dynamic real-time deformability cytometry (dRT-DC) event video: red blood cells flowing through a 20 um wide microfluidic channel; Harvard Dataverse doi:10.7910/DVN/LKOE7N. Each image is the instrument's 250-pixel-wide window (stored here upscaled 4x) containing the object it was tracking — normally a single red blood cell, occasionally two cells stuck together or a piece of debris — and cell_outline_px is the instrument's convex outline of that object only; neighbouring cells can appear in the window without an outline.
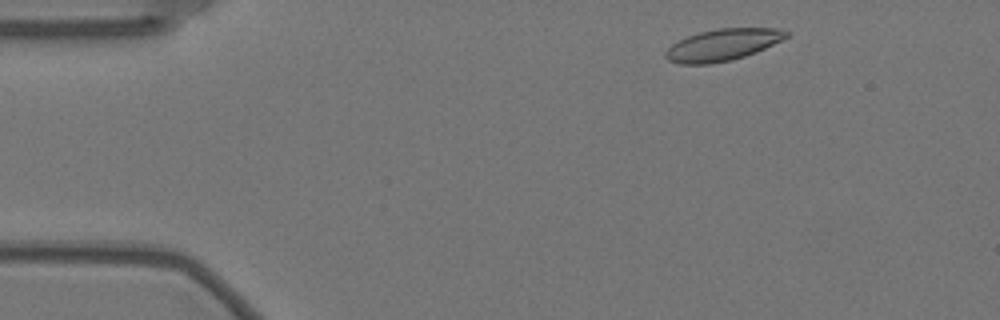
{"species": "Egyptian fruit bat (a non-hibernating species)", "species_latin": "Rousettus aegyptiacus", "temperature_condition": "warm", "stored_images_in_passage": 54, "camera_frame_rate_fps": 3000, "um_per_image_px": 0.085, "animal": {"sex": "female"}, "frame": {"image": 1, "passage_image": 4, "time_ms": 1.0, "image_size_px": [1000, 320], "cell_outline_px": [[788, 36], [756, 52], [732, 60], [708, 64], [680, 64], [668, 60], [664, 56], [664, 52], [672, 44], [688, 36], [700, 32], [716, 28], [776, 28], [788, 32]], "centroid_in_image_um": [61.38, 3.81], "position_along_channel_um": 23.6, "area_um2": 22.08}}
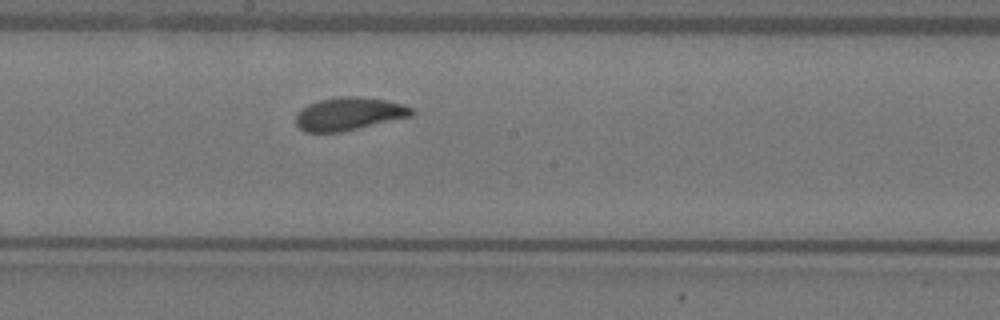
{"frame": {"image": 2, "passage_image": 27, "time_ms": 8.667, "image_size_px": [1000, 320], "cell_outline_px": [[416, 112], [412, 116], [340, 132], [304, 132], [296, 124], [296, 112], [308, 104], [320, 100], [336, 96], [356, 96], [384, 100], [400, 104], [412, 108]], "centroid_in_image_um": [29.63, 9.67], "position_along_channel_um": 218.6, "area_um2": 22.14}}
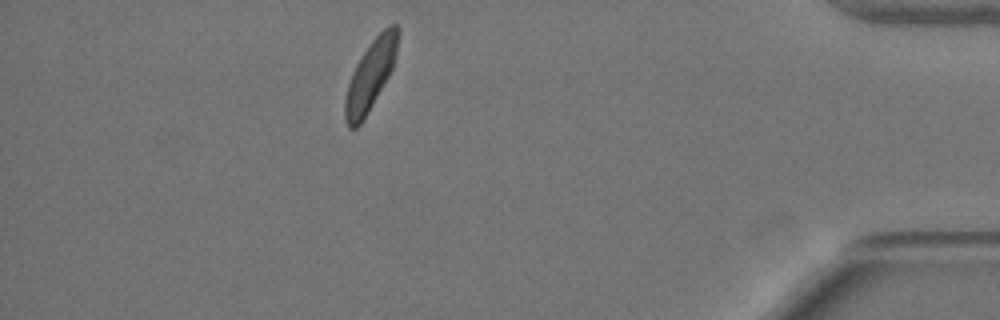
{"frame": {"image": 3, "passage_image": 47, "time_ms": 15.333, "image_size_px": [1000, 320], "cell_outline_px": [[400, 32], [396, 56], [392, 68], [388, 76], [372, 104], [360, 124], [356, 128], [348, 128], [344, 120], [344, 100], [348, 84], [352, 72], [356, 64], [372, 40], [388, 24], [396, 24], [400, 28]], "centroid_in_image_um": [31.49, 6.37], "position_along_channel_um": 403.7, "area_um2": 21.33}, "authors_computed_cell_mechanics": {"area_um2": 22.1374, "velocity_mm_per_s": 3.4839, "shape_relaxation_time_tau1_ms": 8.4191, "shape_relaxation_time_tau2_ms": 1.9535, "deformation_change_tau1": 0.1834, "deformation_change_tau2": 0.0626}}